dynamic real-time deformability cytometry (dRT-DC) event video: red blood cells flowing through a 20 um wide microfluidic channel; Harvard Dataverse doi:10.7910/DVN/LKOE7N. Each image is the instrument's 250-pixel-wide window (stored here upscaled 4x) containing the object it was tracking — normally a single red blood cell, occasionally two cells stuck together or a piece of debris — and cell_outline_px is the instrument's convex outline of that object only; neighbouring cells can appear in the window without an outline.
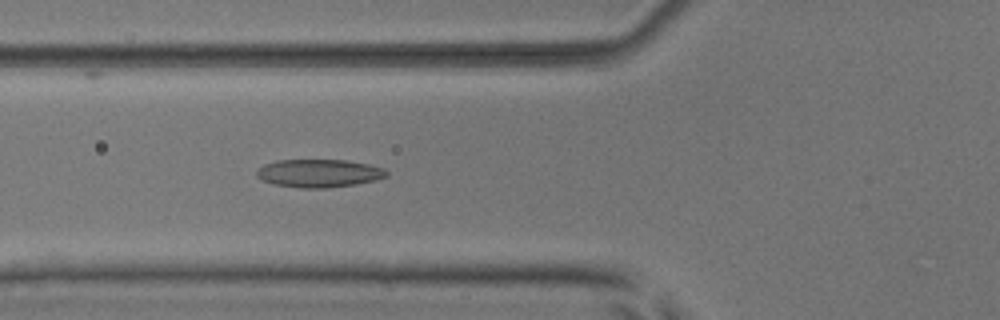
{"species": "common noctule bat (a hibernating species)", "species_latin": "Nyctalus noctula", "temperature_condition": "room temperature", "stored_images_in_passage": 54, "camera_frame_rate_fps": 3000, "um_per_image_px": 0.085, "animal": {"sex": "male", "body_mass_g": 17.9, "forearm_length_mm": 54.2}, "frame": {"image": 1, "passage_image": 21, "time_ms": 6.667, "image_size_px": [1000, 320], "cell_outline_px": [[388, 176], [376, 180], [356, 184], [328, 188], [300, 188], [272, 184], [256, 176], [256, 172], [264, 164], [276, 160], [344, 160], [368, 164], [384, 168], [388, 172]], "centroid_in_image_um": [27.12, 14.73], "position_along_channel_um": 98.7, "area_um2": 21.27}}
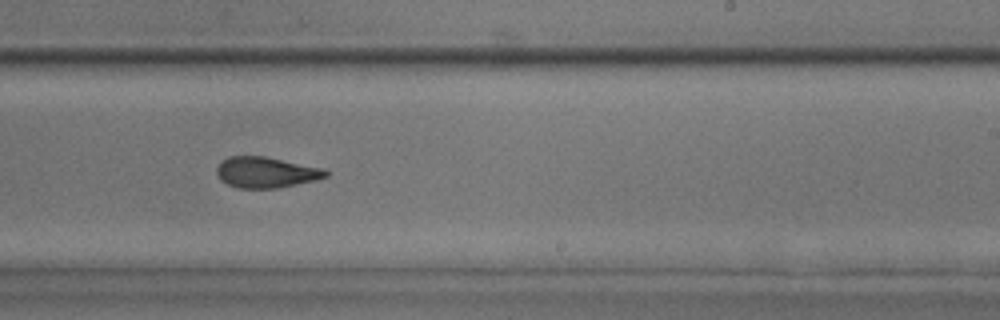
{"frame": {"image": 2, "passage_image": 34, "time_ms": 11.0, "image_size_px": [1000, 320], "cell_outline_px": [[328, 176], [316, 180], [276, 188], [240, 188], [228, 184], [220, 180], [216, 172], [216, 168], [220, 160], [228, 156], [264, 156], [324, 168], [328, 172]], "centroid_in_image_um": [22.59, 14.64], "position_along_channel_um": 266.4, "area_um2": 19.65}}
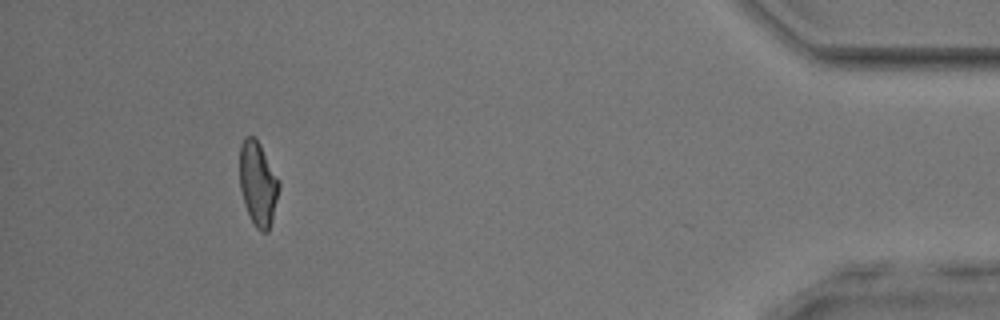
{"frame": {"image": 3, "passage_image": 50, "time_ms": 16.333, "image_size_px": [1000, 320], "cell_outline_px": [[280, 188], [272, 220], [268, 232], [260, 232], [256, 228], [244, 204], [240, 188], [240, 144], [244, 136], [256, 136], [280, 180]], "centroid_in_image_um": [21.94, 15.58], "position_along_channel_um": 413.3, "area_um2": 19.54}, "authors_computed_cell_mechanics": {"area_um2": 20.2878, "velocity_mm_per_s": 3.8761, "shape_relaxation_time_tau1_ms": 5.2804, "shape_relaxation_time_tau2_ms": 2.0023, "deformation_change_tau1": 0.1426, "deformation_change_tau2": 0.0918}}